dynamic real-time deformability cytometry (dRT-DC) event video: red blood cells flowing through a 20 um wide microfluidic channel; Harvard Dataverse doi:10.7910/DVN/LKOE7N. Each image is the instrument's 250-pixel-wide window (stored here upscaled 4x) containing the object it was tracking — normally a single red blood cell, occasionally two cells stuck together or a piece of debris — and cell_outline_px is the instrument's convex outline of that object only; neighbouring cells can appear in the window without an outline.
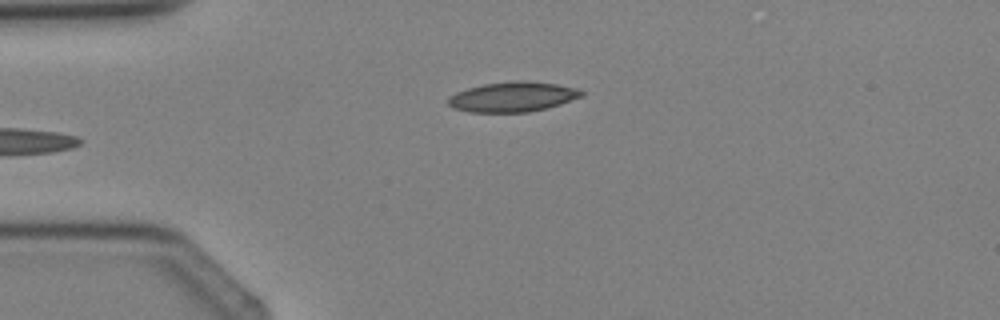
{"species": "Egyptian fruit bat (a non-hibernating species)", "species_latin": "Rousettus aegyptiacus", "temperature_condition": "cold", "stored_images_in_passage": 4, "camera_frame_rate_fps": 3000, "um_per_image_px": 0.085, "animal": {"sex": "female"}, "frame": {"image": 1, "passage_image": 4, "time_ms": 3.333, "image_size_px": [1000, 320], "cell_outline_px": [[584, 96], [560, 104], [528, 112], [468, 112], [452, 108], [448, 104], [448, 96], [456, 92], [468, 88], [484, 84], [516, 80], [528, 80], [556, 84], [576, 88], [584, 92]], "centroid_in_image_um": [43.56, 8.22], "position_along_channel_um": 41.4, "area_um2": 23.35}}